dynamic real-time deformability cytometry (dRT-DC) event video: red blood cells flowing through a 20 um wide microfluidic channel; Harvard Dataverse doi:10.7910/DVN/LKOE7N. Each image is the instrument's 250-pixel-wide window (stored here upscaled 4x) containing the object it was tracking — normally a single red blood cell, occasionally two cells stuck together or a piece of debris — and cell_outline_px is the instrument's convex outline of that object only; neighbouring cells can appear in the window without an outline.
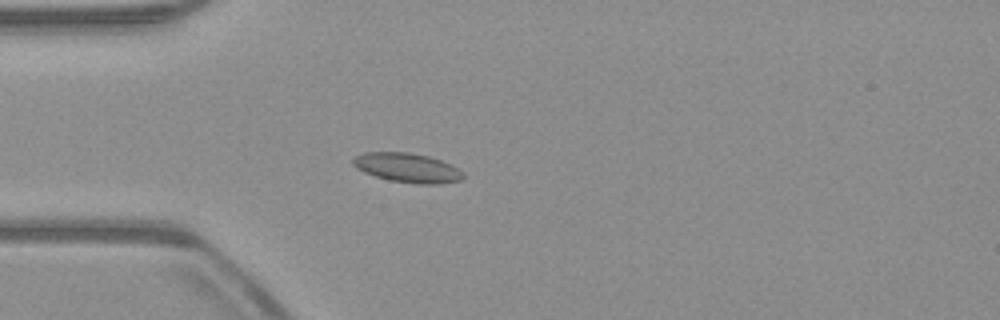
{"species": "common noctule bat (a hibernating species)", "species_latin": "Nyctalus noctula", "temperature_condition": "warm", "stored_images_in_passage": 53, "camera_frame_rate_fps": 3000, "um_per_image_px": 0.085, "animal": {"sex": "male", "body_mass_g": 23.1, "forearm_length_mm": 52.7}, "frame": {"image": 1, "passage_image": 15, "time_ms": 4.667, "image_size_px": [1000, 320], "cell_outline_px": [[464, 176], [460, 180], [440, 184], [420, 184], [388, 180], [364, 172], [356, 168], [352, 164], [352, 160], [356, 156], [364, 152], [408, 152], [428, 156], [440, 160], [464, 172]], "centroid_in_image_um": [34.6, 14.26], "position_along_channel_um": 50.4, "area_um2": 18.73}}
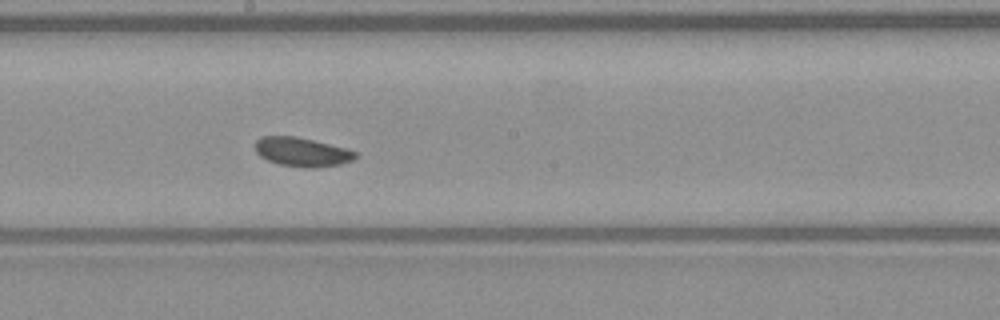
{"frame": {"image": 2, "passage_image": 29, "time_ms": 9.333, "image_size_px": [1000, 320], "cell_outline_px": [[360, 156], [352, 160], [340, 164], [316, 168], [308, 168], [280, 164], [268, 160], [260, 156], [256, 152], [256, 140], [260, 136], [296, 136], [348, 148], [356, 152]], "centroid_in_image_um": [25.71, 12.91], "position_along_channel_um": 222.5, "area_um2": 17.05}}
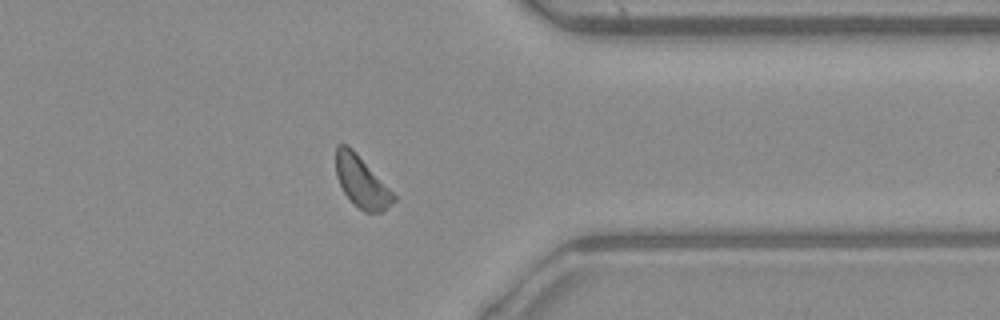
{"frame": {"image": 3, "passage_image": 42, "time_ms": 13.667, "image_size_px": [1000, 320], "cell_outline_px": [[396, 200], [388, 208], [380, 212], [364, 212], [344, 192], [336, 176], [336, 144], [348, 144], [356, 152], [396, 196]], "centroid_in_image_um": [30.73, 15.43], "position_along_channel_um": 380.7, "area_um2": 16.94}}